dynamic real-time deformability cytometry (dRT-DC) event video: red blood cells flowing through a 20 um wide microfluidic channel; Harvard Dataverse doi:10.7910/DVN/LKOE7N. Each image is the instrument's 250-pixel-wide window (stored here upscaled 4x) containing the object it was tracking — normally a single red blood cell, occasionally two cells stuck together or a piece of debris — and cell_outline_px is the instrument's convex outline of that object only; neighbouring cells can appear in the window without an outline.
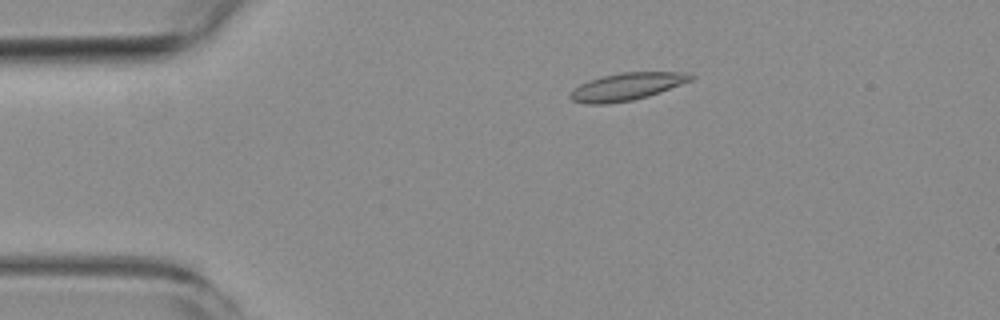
{"species": "common noctule bat (a hibernating species)", "species_latin": "Nyctalus noctula", "temperature_condition": "room temperature", "stored_images_in_passage": 5, "camera_frame_rate_fps": 3000, "um_per_image_px": 0.085, "animal": {"sex": "female", "body_mass_g": 19.3, "forearm_length_mm": 54.1}, "frame": {"image": 1, "passage_image": 1, "time_ms": 0.0, "image_size_px": [1000, 320], "cell_outline_px": [[696, 76], [692, 80], [660, 92], [648, 96], [632, 100], [604, 104], [588, 104], [572, 100], [568, 96], [572, 88], [588, 80], [620, 72], [692, 72]], "centroid_in_image_um": [53.29, 7.35], "position_along_channel_um": 31.7, "area_um2": 19.36}}
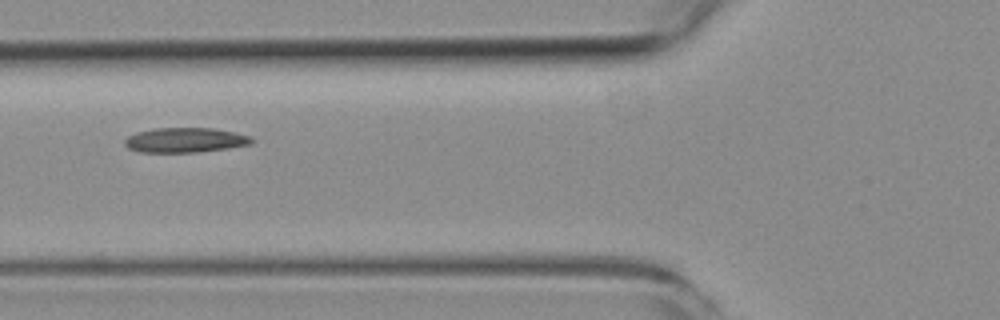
{"frame": {"image": 2, "passage_image": 4, "time_ms": 3.333, "image_size_px": [1000, 320], "cell_outline_px": [[256, 140], [252, 144], [228, 148], [196, 152], [140, 152], [128, 148], [124, 144], [124, 140], [128, 136], [136, 132], [152, 128], [212, 128], [236, 132], [252, 136]], "centroid_in_image_um": [15.77, 11.9], "position_along_channel_um": 110.0, "area_um2": 18.55}}
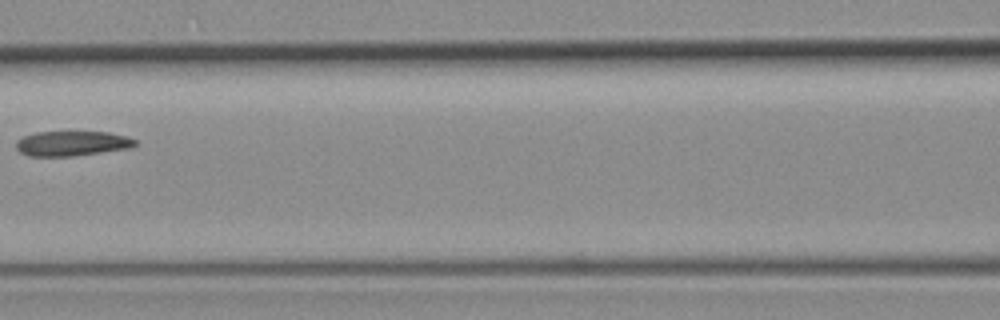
{"frame": {"image": 3, "passage_image": 5, "time_ms": 4.667, "image_size_px": [1000, 320], "cell_outline_px": [[136, 144], [128, 148], [72, 156], [28, 156], [20, 152], [16, 148], [16, 140], [24, 136], [36, 132], [108, 132], [128, 136], [136, 140]], "centroid_in_image_um": [6.09, 12.19], "position_along_channel_um": 160.5, "area_um2": 17.17}}